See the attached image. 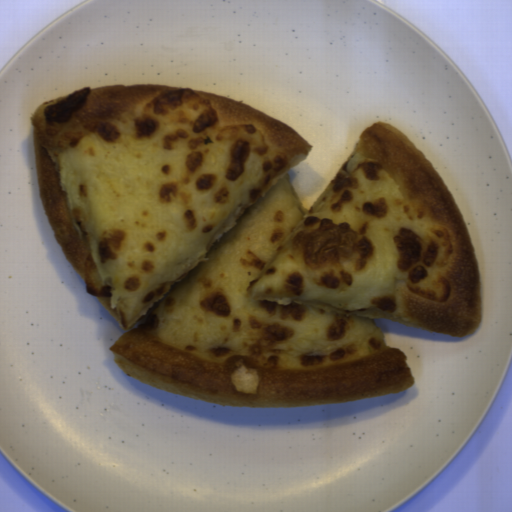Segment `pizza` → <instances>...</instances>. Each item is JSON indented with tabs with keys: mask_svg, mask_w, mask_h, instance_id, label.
<instances>
[{
	"mask_svg": "<svg viewBox=\"0 0 512 512\" xmlns=\"http://www.w3.org/2000/svg\"><path fill=\"white\" fill-rule=\"evenodd\" d=\"M30 124L51 229L148 385L256 409L375 397L414 380L373 319L480 325L466 219L397 127L366 128L307 211L288 173L313 146L223 94L88 86Z\"/></svg>",
	"mask_w": 512,
	"mask_h": 512,
	"instance_id": "dd6c1bee",
	"label": "pizza"
}]
</instances>
